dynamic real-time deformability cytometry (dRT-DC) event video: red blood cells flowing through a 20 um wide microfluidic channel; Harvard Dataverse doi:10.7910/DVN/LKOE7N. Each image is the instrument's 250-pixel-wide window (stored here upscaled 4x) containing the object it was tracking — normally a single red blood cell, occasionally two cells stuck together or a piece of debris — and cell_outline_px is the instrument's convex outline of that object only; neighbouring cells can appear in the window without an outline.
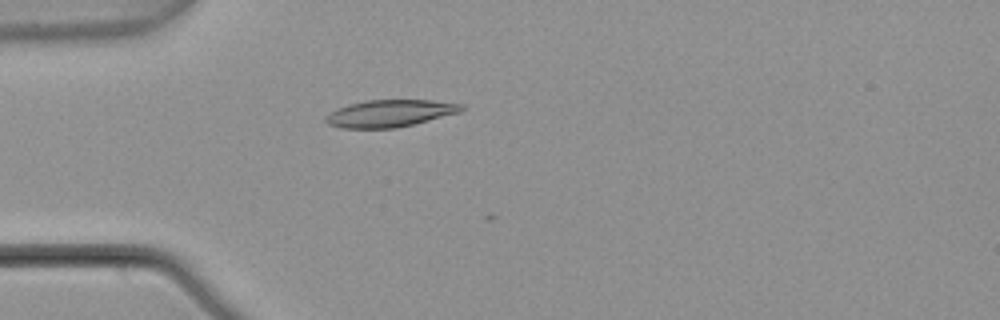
{"species": "common noctule bat (a hibernating species)", "species_latin": "Nyctalus noctula", "temperature_condition": "warm", "stored_images_in_passage": 4, "camera_frame_rate_fps": 3000, "um_per_image_px": 0.085, "animal": {"sex": "male", "body_mass_g": 21.5, "forearm_length_mm": 52.0}, "frame": {"image": 1, "passage_image": 4, "time_ms": 1.0, "image_size_px": [1000, 320], "cell_outline_px": [[464, 108], [460, 112], [396, 128], [340, 128], [328, 124], [324, 120], [324, 116], [348, 104], [364, 100], [432, 100], [464, 104]], "centroid_in_image_um": [33.13, 9.63], "position_along_channel_um": 51.9, "area_um2": 21.33}}